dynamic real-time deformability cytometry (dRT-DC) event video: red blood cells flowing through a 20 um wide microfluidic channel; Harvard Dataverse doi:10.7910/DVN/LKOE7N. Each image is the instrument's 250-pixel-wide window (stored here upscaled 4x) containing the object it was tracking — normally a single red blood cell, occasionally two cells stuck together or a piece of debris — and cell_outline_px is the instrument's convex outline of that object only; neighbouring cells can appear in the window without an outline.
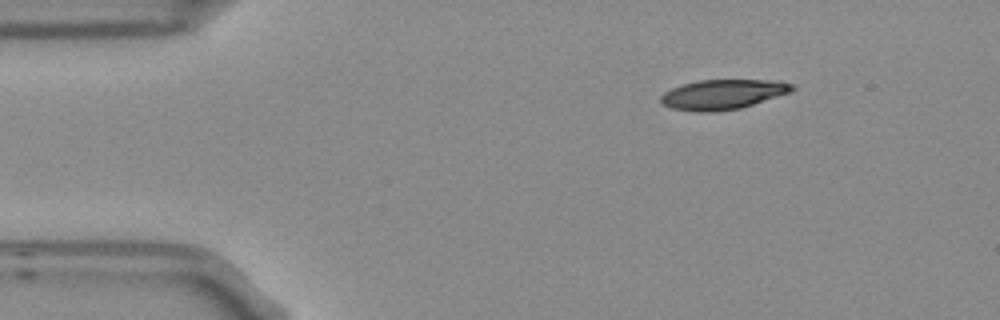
{"species": "Egyptian fruit bat (a non-hibernating species)", "species_latin": "Rousettus aegyptiacus", "temperature_condition": "room temperature", "stored_images_in_passage": 4, "camera_frame_rate_fps": 3000, "um_per_image_px": 0.085, "frame": {"image": 1, "passage_image": 1, "time_ms": 0.0, "image_size_px": [1000, 320], "cell_outline_px": [[796, 88], [792, 92], [740, 108], [716, 112], [700, 112], [672, 108], [664, 104], [660, 100], [660, 96], [664, 92], [672, 88], [684, 84], [700, 80], [780, 80], [792, 84]], "centroid_in_image_um": [61.48, 8.02], "position_along_channel_um": 23.5, "area_um2": 22.83}}
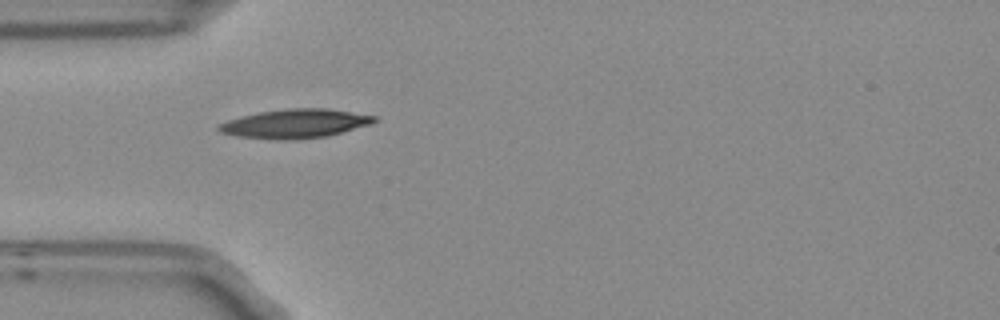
{"frame": {"image": 2, "passage_image": 3, "time_ms": 0.667, "image_size_px": [1000, 320], "cell_outline_px": [[380, 120], [372, 124], [328, 136], [296, 140], [276, 140], [236, 136], [220, 132], [216, 128], [216, 124], [240, 116], [260, 112], [288, 108], [328, 108], [376, 116]], "centroid_in_image_um": [25.09, 10.51], "position_along_channel_um": 59.9, "area_um2": 26.65}}